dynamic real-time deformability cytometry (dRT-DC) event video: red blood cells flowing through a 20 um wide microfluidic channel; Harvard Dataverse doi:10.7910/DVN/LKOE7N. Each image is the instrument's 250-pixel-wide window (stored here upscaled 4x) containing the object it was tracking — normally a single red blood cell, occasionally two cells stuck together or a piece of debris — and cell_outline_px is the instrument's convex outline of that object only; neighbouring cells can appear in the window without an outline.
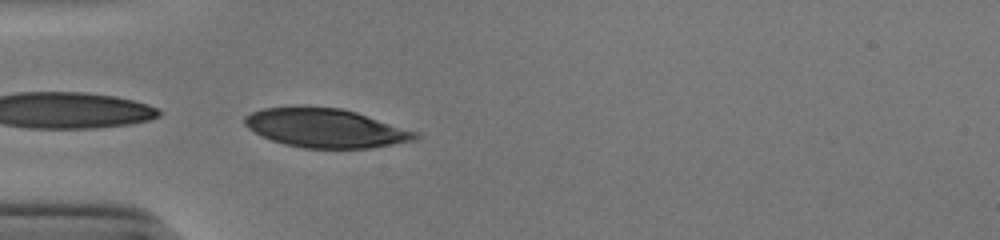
{"species": "human", "species_latin": "Homo sapiens", "temperature_condition": "cold", "stored_images_in_passage": 37, "camera_frame_rate_fps": 3000, "um_per_image_px": 0.085, "donor": {"sex": "male"}, "frame": {"image": 1, "passage_image": 1, "time_ms": 0.0, "image_size_px": [1000, 240], "cell_outline_px": [[420, 136], [416, 140], [368, 148], [304, 148], [284, 144], [260, 136], [248, 128], [244, 124], [244, 116], [252, 112], [264, 108], [296, 104], [304, 104], [340, 108], [356, 112], [420, 132]], "centroid_in_image_um": [27.64, 10.85], "position_along_channel_um": 57.4, "area_um2": 39.48}}
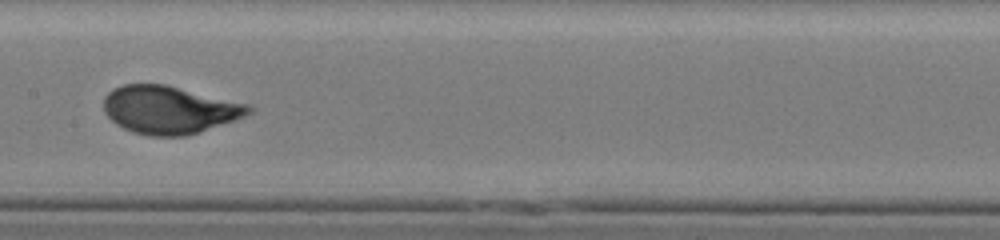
{"frame": {"image": 2, "passage_image": 12, "time_ms": 3.667, "image_size_px": [1000, 240], "cell_outline_px": [[252, 112], [244, 116], [200, 132], [184, 136], [148, 136], [132, 132], [116, 124], [104, 112], [104, 96], [112, 88], [120, 84], [164, 84], [252, 104]], "centroid_in_image_um": [14.39, 9.32], "position_along_channel_um": 193.0, "area_um2": 40.63}}
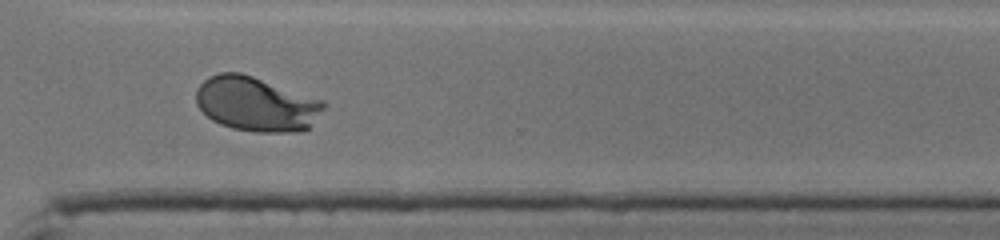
{"frame": {"image": 3, "passage_image": 24, "time_ms": 7.667, "image_size_px": [1000, 240], "cell_outline_px": [[328, 104], [308, 128], [300, 132], [256, 132], [232, 128], [220, 124], [212, 120], [196, 104], [196, 88], [208, 76], [220, 72], [240, 72], [324, 100]], "centroid_in_image_um": [21.78, 8.84], "position_along_channel_um": 348.8, "area_um2": 40.63}, "authors_computed_cell_mechanics": {"area_um2": 40.5178, "velocity_mm_per_s": 3.8887, "shape_relaxation_time_tau1_ms": 2.8363, "shape_relaxation_time_tau2_ms": null, "deformation_change_tau1": 0.1939, "deformation_change_tau2": null}}